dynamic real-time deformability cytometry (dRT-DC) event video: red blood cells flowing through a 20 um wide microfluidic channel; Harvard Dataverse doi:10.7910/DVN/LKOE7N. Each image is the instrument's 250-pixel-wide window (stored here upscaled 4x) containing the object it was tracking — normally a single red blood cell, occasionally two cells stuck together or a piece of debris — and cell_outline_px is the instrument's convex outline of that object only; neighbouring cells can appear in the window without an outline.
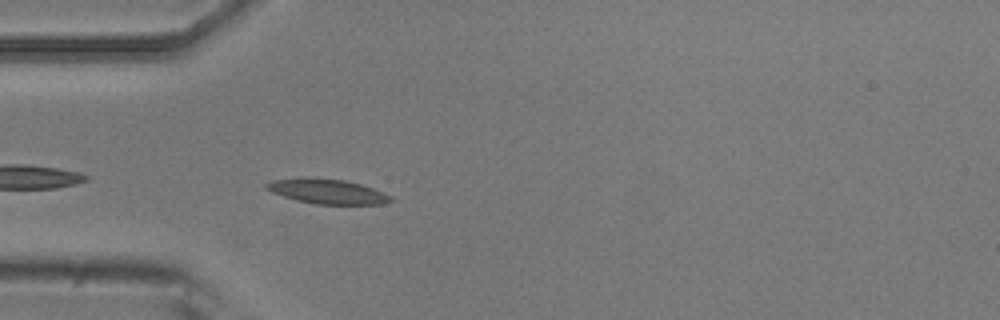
{"species": "common noctule bat (a hibernating species)", "species_latin": "Nyctalus noctula", "temperature_condition": "room temperature", "stored_images_in_passage": 4, "camera_frame_rate_fps": 3000, "um_per_image_px": 0.085, "animal": {"sex": "male", "body_mass_g": 20.5, "forearm_length_mm": 52.5}, "frame": {"image": 1, "passage_image": 4, "time_ms": 4.333, "image_size_px": [1000, 320], "cell_outline_px": [[396, 200], [384, 204], [316, 204], [296, 200], [272, 192], [264, 188], [264, 184], [272, 180], [304, 176], [344, 180], [360, 184], [372, 188], [392, 196]], "centroid_in_image_um": [27.8, 16.26], "position_along_channel_um": 57.2, "area_um2": 18.15}}